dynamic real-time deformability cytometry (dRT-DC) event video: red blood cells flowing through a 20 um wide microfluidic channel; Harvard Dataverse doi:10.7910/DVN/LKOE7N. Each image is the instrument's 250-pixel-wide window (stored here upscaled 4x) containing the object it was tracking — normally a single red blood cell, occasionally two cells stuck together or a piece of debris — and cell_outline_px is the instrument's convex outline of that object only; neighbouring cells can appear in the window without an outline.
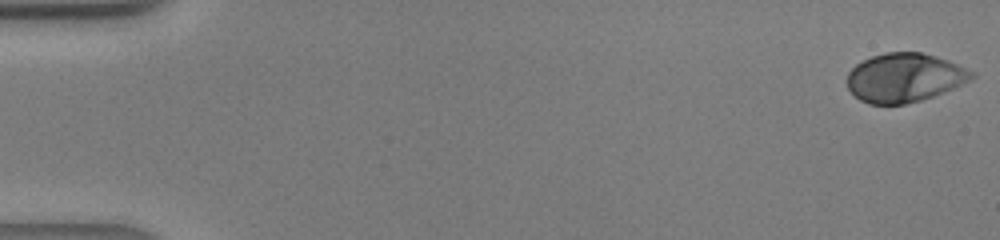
{"species": "human", "species_latin": "Homo sapiens", "temperature_condition": "warm", "stored_images_in_passage": 42, "camera_frame_rate_fps": 3000, "um_per_image_px": 0.085, "donor": {"sex": "male"}, "frame": {"image": 1, "passage_image": 1, "time_ms": 0.0, "image_size_px": [1000, 240], "cell_outline_px": [[976, 76], [972, 80], [944, 92], [920, 100], [904, 104], [868, 104], [860, 100], [848, 88], [848, 72], [856, 64], [872, 56], [884, 52], [920, 52], [936, 56], [948, 60], [976, 72]], "centroid_in_image_um": [76.91, 6.59], "position_along_channel_um": 8.1, "area_um2": 35.49}}
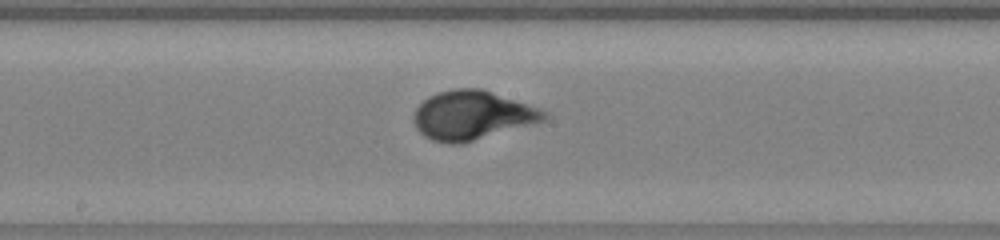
{"frame": {"image": 2, "passage_image": 23, "time_ms": 7.333, "image_size_px": [1000, 240], "cell_outline_px": [[548, 120], [460, 144], [448, 144], [432, 140], [424, 136], [416, 128], [412, 116], [416, 108], [428, 96], [436, 92], [456, 88], [480, 88], [540, 108], [548, 112]], "centroid_in_image_um": [40.13, 9.8], "position_along_channel_um": 208.1, "area_um2": 37.34}}
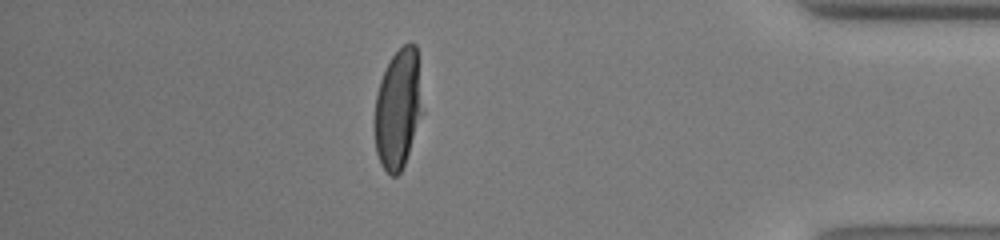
{"frame": {"image": 3, "passage_image": 37, "time_ms": 12.0, "image_size_px": [1000, 240], "cell_outline_px": [[424, 112], [404, 164], [400, 172], [396, 176], [392, 176], [380, 164], [376, 152], [376, 96], [380, 80], [392, 56], [404, 44], [416, 44]], "centroid_in_image_um": [33.87, 9.25], "position_along_channel_um": 401.3, "area_um2": 33.12}}